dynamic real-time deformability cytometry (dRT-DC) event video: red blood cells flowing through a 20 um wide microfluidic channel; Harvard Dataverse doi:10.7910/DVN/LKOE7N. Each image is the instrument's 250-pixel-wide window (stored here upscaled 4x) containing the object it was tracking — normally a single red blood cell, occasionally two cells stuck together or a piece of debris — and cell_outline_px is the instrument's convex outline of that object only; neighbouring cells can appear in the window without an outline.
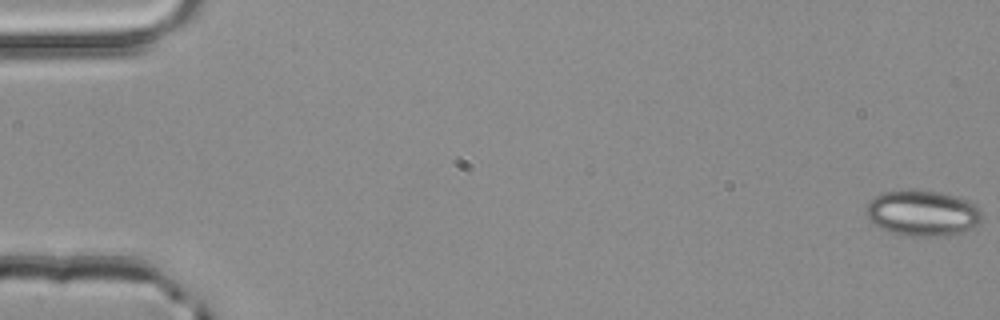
{"species": "common noctule bat (a hibernating species)", "species_latin": "Nyctalus noctula", "temperature_condition": "room temperature", "stored_images_in_passage": 53, "camera_frame_rate_fps": 3000, "um_per_image_px": 0.085, "animal": {"sex": "male", "body_mass_g": 20.4}, "frame": {"image": 1, "passage_image": 1, "time_ms": 0.0, "image_size_px": [1000, 320], "cell_outline_px": [[980, 220], [976, 224], [964, 232], [948, 236], [904, 236], [888, 232], [872, 224], [868, 216], [868, 204], [876, 196], [884, 192], [940, 192], [956, 196], [968, 200], [976, 204], [980, 208]], "centroid_in_image_um": [78.44, 18.16], "position_along_channel_um": 6.6, "area_um2": 30.35}}
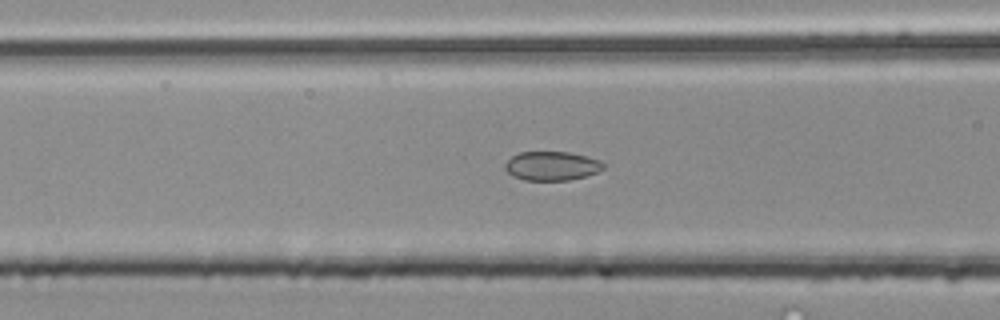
{"frame": {"image": 2, "passage_image": 22, "time_ms": 7.0, "image_size_px": [1000, 320], "cell_outline_px": [[604, 168], [596, 172], [584, 176], [568, 180], [524, 180], [512, 176], [504, 168], [504, 164], [512, 156], [520, 152], [568, 152], [600, 160], [604, 164]], "centroid_in_image_um": [46.86, 14.1], "position_along_channel_um": 119.7, "area_um2": 16.47}}
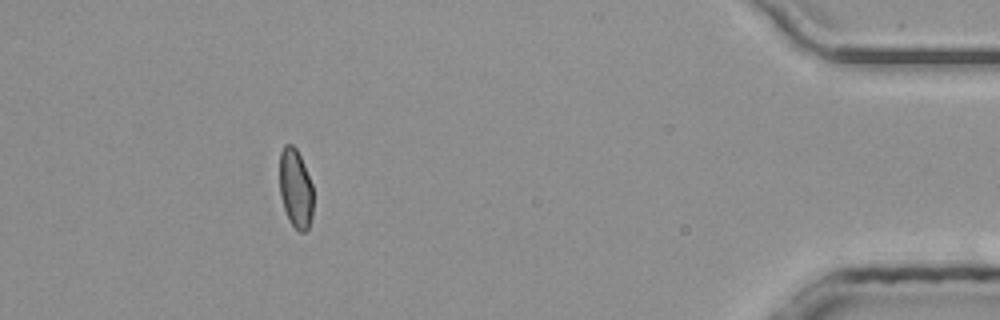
{"frame": {"image": 3, "passage_image": 48, "time_ms": 15.667, "image_size_px": [1000, 320], "cell_outline_px": [[312, 216], [308, 228], [304, 232], [300, 232], [288, 220], [280, 196], [280, 152], [284, 144], [292, 144], [296, 148], [300, 156], [312, 184]], "centroid_in_image_um": [25.11, 16.01], "position_along_channel_um": 410.1, "area_um2": 15.43}, "authors_computed_cell_mechanics": {"area_um2": 16.7042, "velocity_mm_per_s": 4.0438, "shape_relaxation_time_tau1_ms": 10.4243, "shape_relaxation_time_tau2_ms": 2.2616, "deformation_change_tau1": 0.132, "deformation_change_tau2": 0.0594}}